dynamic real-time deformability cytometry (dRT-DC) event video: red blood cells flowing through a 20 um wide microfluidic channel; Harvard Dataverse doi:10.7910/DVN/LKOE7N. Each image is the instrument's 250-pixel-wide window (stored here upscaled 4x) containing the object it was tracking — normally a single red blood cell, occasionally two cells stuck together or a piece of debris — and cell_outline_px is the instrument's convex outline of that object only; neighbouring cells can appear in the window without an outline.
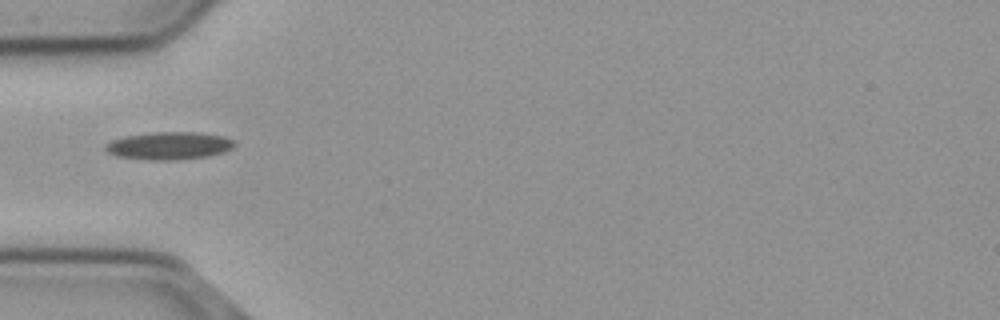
{"species": "common noctule bat (a hibernating species)", "species_latin": "Nyctalus noctula", "temperature_condition": "cold", "stored_images_in_passage": 23, "camera_frame_rate_fps": 3000, "um_per_image_px": 0.085, "animal": {"sex": "male", "body_mass_g": 23.1, "forearm_length_mm": 52.7}, "frame": {"image": 1, "passage_image": 1, "time_ms": 0.0, "image_size_px": [1000, 320], "cell_outline_px": [[236, 144], [232, 148], [224, 152], [208, 156], [176, 160], [152, 160], [116, 156], [108, 152], [104, 148], [112, 140], [124, 136], [152, 132], [200, 132], [224, 136], [232, 140]], "centroid_in_image_um": [14.4, 12.38], "position_along_channel_um": 70.6, "area_um2": 20.81}}
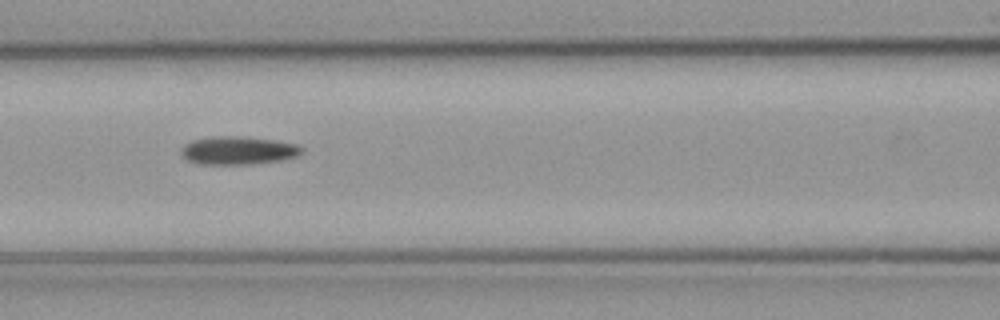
{"frame": {"image": 2, "passage_image": 7, "time_ms": 2.0, "image_size_px": [1000, 320], "cell_outline_px": [[304, 152], [296, 156], [280, 160], [248, 164], [200, 164], [188, 160], [180, 152], [184, 144], [192, 140], [212, 136], [240, 136], [276, 140], [296, 144], [304, 148]], "centroid_in_image_um": [20.25, 12.78], "position_along_channel_um": 146.4, "area_um2": 19.77}}
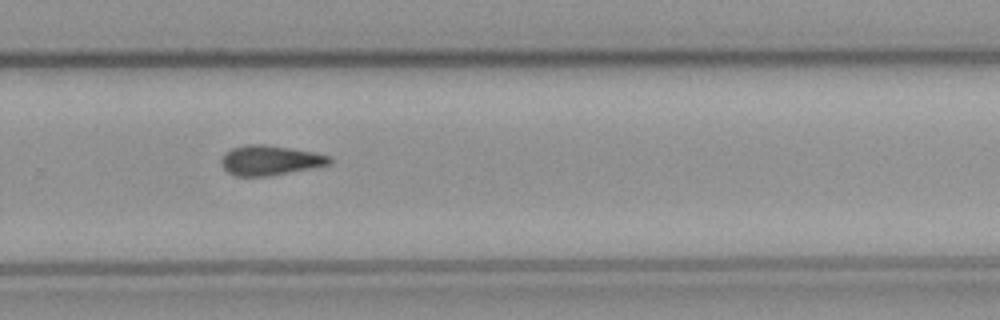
{"frame": {"image": 3, "passage_image": 20, "time_ms": 6.333, "image_size_px": [1000, 320], "cell_outline_px": [[332, 164], [268, 176], [236, 176], [228, 172], [220, 164], [220, 160], [224, 152], [232, 148], [248, 144], [264, 144], [312, 152], [332, 156]], "centroid_in_image_um": [22.93, 13.62], "position_along_channel_um": 306.9, "area_um2": 18.79}}